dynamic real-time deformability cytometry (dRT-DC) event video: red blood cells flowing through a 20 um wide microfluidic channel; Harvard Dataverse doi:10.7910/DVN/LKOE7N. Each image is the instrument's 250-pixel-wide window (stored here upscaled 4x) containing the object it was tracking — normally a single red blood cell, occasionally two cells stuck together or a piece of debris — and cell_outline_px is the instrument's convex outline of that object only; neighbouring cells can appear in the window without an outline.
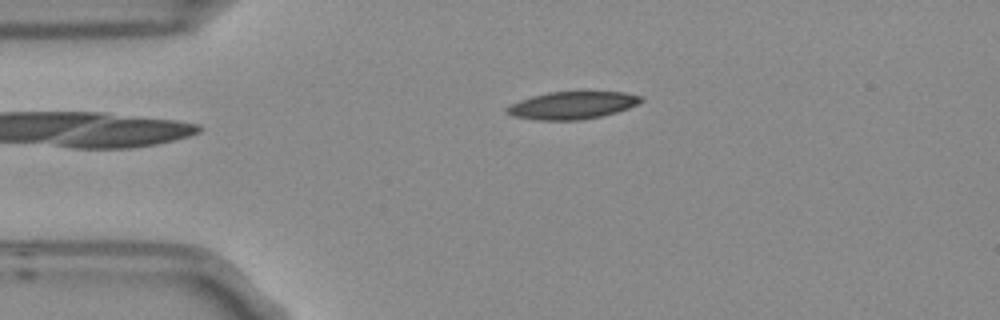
{"species": "Egyptian fruit bat (a non-hibernating species)", "species_latin": "Rousettus aegyptiacus", "temperature_condition": "room temperature", "stored_images_in_passage": 2, "camera_frame_rate_fps": 3000, "um_per_image_px": 0.085, "frame": {"image": 1, "passage_image": 1, "time_ms": 0.0, "image_size_px": [1000, 320], "cell_outline_px": [[644, 100], [628, 108], [616, 112], [600, 116], [580, 120], [536, 120], [512, 116], [504, 108], [508, 104], [532, 96], [548, 92], [624, 92], [644, 96]], "centroid_in_image_um": [48.62, 8.95], "position_along_channel_um": 36.4, "area_um2": 21.5}}